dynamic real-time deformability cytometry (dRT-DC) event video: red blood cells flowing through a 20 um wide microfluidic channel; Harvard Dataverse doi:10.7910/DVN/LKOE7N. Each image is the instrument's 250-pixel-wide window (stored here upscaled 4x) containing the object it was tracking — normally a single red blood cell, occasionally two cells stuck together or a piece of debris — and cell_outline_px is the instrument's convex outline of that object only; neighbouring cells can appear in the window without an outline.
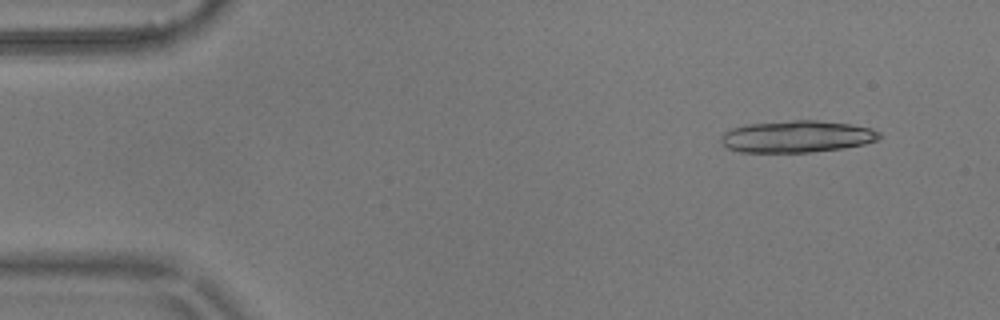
{"species": "common noctule bat (a hibernating species)", "species_latin": "Nyctalus noctula", "temperature_condition": "warm", "stored_images_in_passage": 5, "camera_frame_rate_fps": 3000, "um_per_image_px": 0.085, "animal": {"sex": "male", "body_mass_g": 17.9}, "frame": {"image": 1, "passage_image": 2, "time_ms": 0.333, "image_size_px": [1000, 320], "cell_outline_px": [[880, 136], [876, 140], [864, 144], [840, 148], [812, 152], [740, 152], [728, 148], [720, 140], [720, 136], [724, 132], [732, 128], [744, 124], [792, 120], [816, 120], [852, 124], [872, 128], [880, 132]], "centroid_in_image_um": [67.71, 11.59], "position_along_channel_um": 17.3, "area_um2": 29.48}}
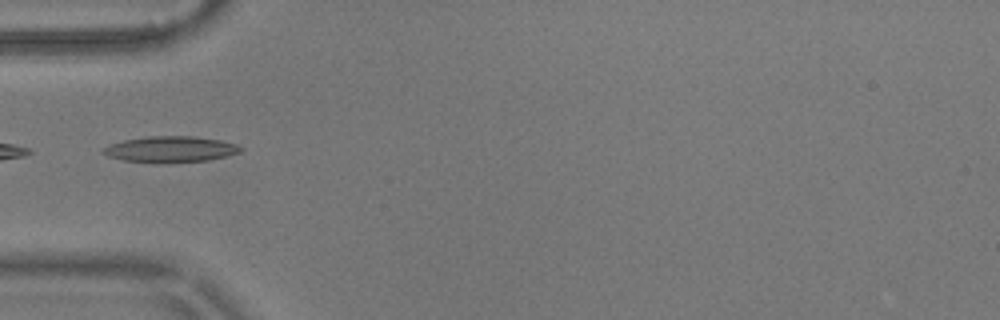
{"frame": {"image": 2, "passage_image": 5, "time_ms": 1.333, "image_size_px": [1000, 320], "cell_outline_px": [[244, 148], [240, 152], [208, 160], [124, 160], [108, 156], [100, 152], [104, 148], [112, 144], [124, 140], [148, 136], [192, 136], [220, 140], [236, 144]], "centroid_in_image_um": [14.52, 12.63], "position_along_channel_um": 70.5, "area_um2": 19.65}}